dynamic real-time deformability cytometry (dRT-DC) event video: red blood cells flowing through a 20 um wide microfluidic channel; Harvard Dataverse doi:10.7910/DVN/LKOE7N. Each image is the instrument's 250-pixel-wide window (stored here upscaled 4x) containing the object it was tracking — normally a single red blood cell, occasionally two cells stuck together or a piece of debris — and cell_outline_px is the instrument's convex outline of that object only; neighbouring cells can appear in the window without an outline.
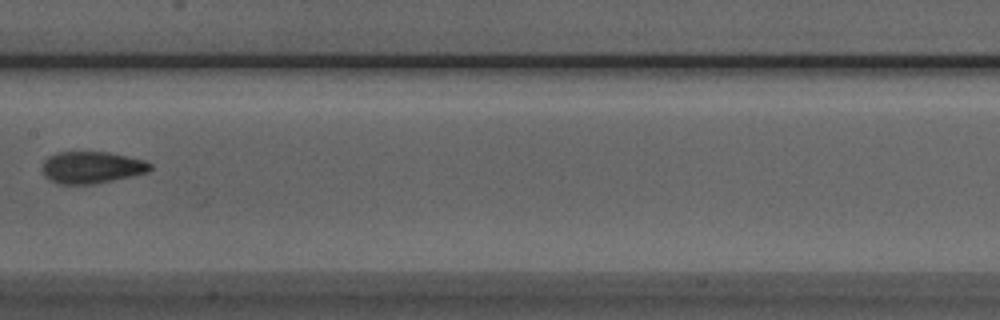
{"species": "Egyptian fruit bat (a non-hibernating species)", "species_latin": "Rousettus aegyptiacus", "temperature_condition": "room temperature", "stored_images_in_passage": 5, "camera_frame_rate_fps": 3000, "um_per_image_px": 0.085, "animal": {"sex": "male"}, "frame": {"image": 1, "passage_image": 4, "time_ms": 3.333, "image_size_px": [1000, 320], "cell_outline_px": [[152, 168], [148, 172], [132, 176], [96, 184], [60, 184], [48, 180], [44, 176], [44, 160], [48, 156], [56, 152], [108, 152], [144, 160], [152, 164]], "centroid_in_image_um": [7.8, 14.23], "position_along_channel_um": 199.6, "area_um2": 20.11}}
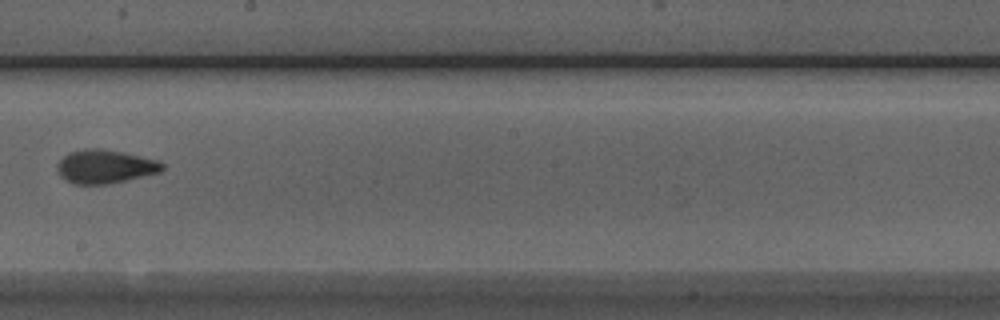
{"frame": {"image": 2, "passage_image": 5, "time_ms": 4.333, "image_size_px": [1000, 320], "cell_outline_px": [[164, 168], [160, 172], [108, 184], [72, 184], [60, 176], [56, 168], [56, 164], [68, 152], [92, 148], [100, 148], [160, 160], [164, 164]], "centroid_in_image_um": [8.91, 14.16], "position_along_channel_um": 239.3, "area_um2": 20.52}}